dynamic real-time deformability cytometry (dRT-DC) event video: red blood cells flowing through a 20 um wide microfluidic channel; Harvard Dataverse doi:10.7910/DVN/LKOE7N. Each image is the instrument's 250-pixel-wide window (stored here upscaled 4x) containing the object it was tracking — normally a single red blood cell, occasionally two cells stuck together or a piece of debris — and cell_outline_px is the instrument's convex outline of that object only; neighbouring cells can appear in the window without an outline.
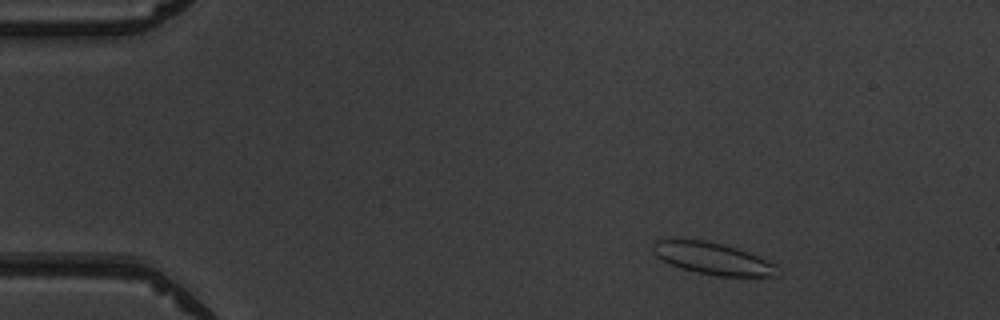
{"species": "common noctule bat (a hibernating species)", "species_latin": "Nyctalus noctula", "temperature_condition": "warm", "stored_images_in_passage": 4, "camera_frame_rate_fps": 3000, "um_per_image_px": 0.085, "animal": {"sex": "male", "body_mass_g": 19.5, "forearm_length_mm": 54.6}, "frame": {"image": 1, "passage_image": 1, "time_ms": 0.0, "image_size_px": [1000, 320], "cell_outline_px": [[776, 264], [772, 276], [720, 276], [696, 272], [672, 264], [656, 256], [652, 252], [652, 244], [656, 240], [672, 236], [704, 240], [724, 244], [748, 252]], "centroid_in_image_um": [60.44, 21.9], "position_along_channel_um": 24.6, "area_um2": 23.18}}
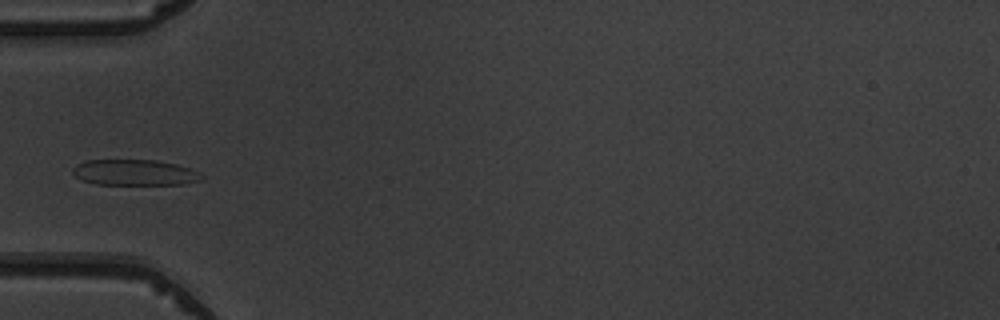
{"frame": {"image": 2, "passage_image": 4, "time_ms": 3.333, "image_size_px": [1000, 320], "cell_outline_px": [[204, 176], [200, 180], [184, 184], [96, 184], [80, 180], [72, 172], [72, 168], [76, 164], [84, 160], [156, 160], [176, 164], [188, 168]], "centroid_in_image_um": [11.38, 14.66], "position_along_channel_um": 73.6, "area_um2": 19.31}}